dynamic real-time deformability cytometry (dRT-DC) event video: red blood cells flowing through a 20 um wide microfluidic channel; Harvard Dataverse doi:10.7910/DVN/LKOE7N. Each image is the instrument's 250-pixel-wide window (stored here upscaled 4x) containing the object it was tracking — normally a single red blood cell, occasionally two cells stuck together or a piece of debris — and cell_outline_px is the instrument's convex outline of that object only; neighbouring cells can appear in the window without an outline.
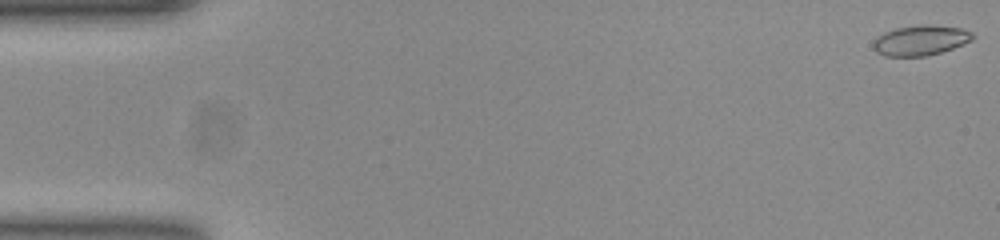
{"species": "common noctule bat (a hibernating species)", "species_latin": "Nyctalus noctula", "temperature_condition": "room temperature", "stored_images_in_passage": 48, "camera_frame_rate_fps": 3000, "um_per_image_px": 0.085, "animal": {"sex": "female", "body_mass_g": 23.0, "forearm_length_mm": 53.4}, "frame": {"image": 1, "passage_image": 1, "time_ms": 0.0, "image_size_px": [1000, 240], "cell_outline_px": [[976, 36], [972, 40], [964, 44], [940, 52], [924, 56], [884, 56], [876, 52], [872, 48], [872, 44], [876, 36], [884, 32], [896, 28], [916, 24], [932, 24], [960, 28], [972, 32]], "centroid_in_image_um": [78.22, 3.41], "position_along_channel_um": 6.8, "area_um2": 17.74}}
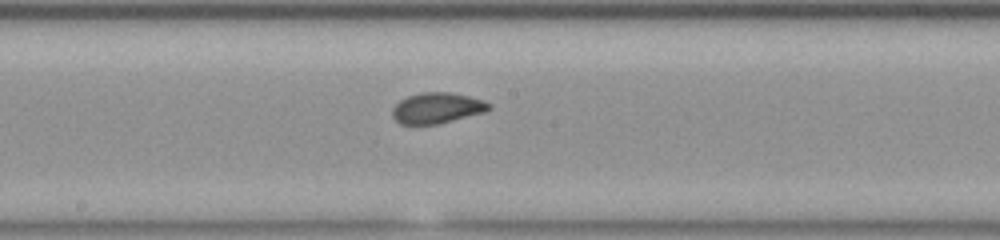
{"frame": {"image": 2, "passage_image": 28, "time_ms": 9.0, "image_size_px": [1000, 240], "cell_outline_px": [[492, 108], [484, 112], [436, 124], [400, 124], [392, 116], [392, 108], [400, 100], [408, 96], [424, 92], [448, 92], [468, 96], [484, 100], [492, 104]], "centroid_in_image_um": [37.15, 9.17], "position_along_channel_um": 211.1, "area_um2": 17.17}}
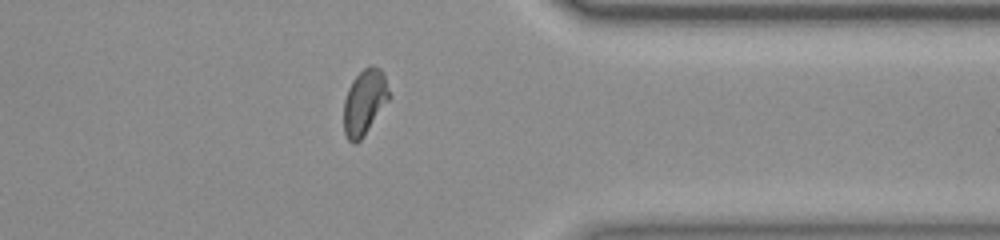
{"frame": {"image": 3, "passage_image": 42, "time_ms": 13.667, "image_size_px": [1000, 240], "cell_outline_px": [[392, 96], [360, 140], [356, 144], [352, 144], [348, 140], [344, 132], [344, 100], [348, 88], [352, 80], [368, 64], [372, 64], [380, 68], [384, 72]], "centroid_in_image_um": [31.01, 8.64], "position_along_channel_um": 380.4, "area_um2": 17.57}}